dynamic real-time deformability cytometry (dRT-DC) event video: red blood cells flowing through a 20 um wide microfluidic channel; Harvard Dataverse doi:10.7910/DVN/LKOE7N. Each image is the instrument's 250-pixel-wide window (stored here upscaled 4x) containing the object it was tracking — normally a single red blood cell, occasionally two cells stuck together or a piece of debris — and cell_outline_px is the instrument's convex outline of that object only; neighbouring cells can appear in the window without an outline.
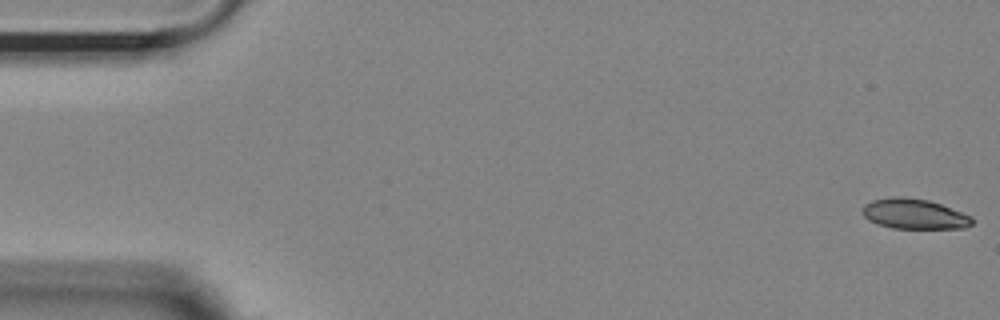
{"species": "Egyptian fruit bat (a non-hibernating species)", "species_latin": "Rousettus aegyptiacus", "temperature_condition": "room temperature", "stored_images_in_passage": 38, "camera_frame_rate_fps": 3000, "um_per_image_px": 0.085, "animal": {"sex": "female"}, "frame": {"image": 1, "passage_image": 1, "time_ms": 0.0, "image_size_px": [1000, 320], "cell_outline_px": [[972, 224], [964, 228], [892, 228], [876, 224], [868, 220], [864, 216], [860, 208], [864, 204], [872, 200], [892, 196], [904, 196], [928, 200], [940, 204], [972, 216]], "centroid_in_image_um": [77.65, 18.17], "position_along_channel_um": 7.3, "area_um2": 19.42}}
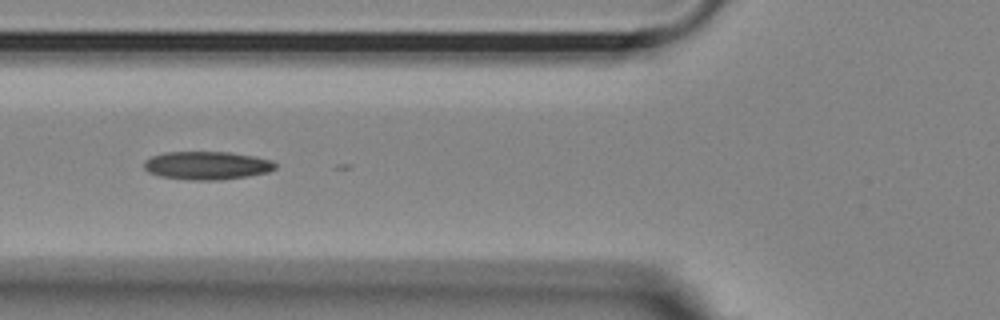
{"frame": {"image": 2, "passage_image": 20, "time_ms": 6.333, "image_size_px": [1000, 320], "cell_outline_px": [[276, 168], [268, 172], [248, 176], [220, 180], [188, 180], [160, 176], [148, 172], [144, 168], [144, 160], [152, 156], [164, 152], [228, 152], [252, 156], [272, 160], [276, 164]], "centroid_in_image_um": [17.57, 14.07], "position_along_channel_um": 108.2, "area_um2": 21.62}}
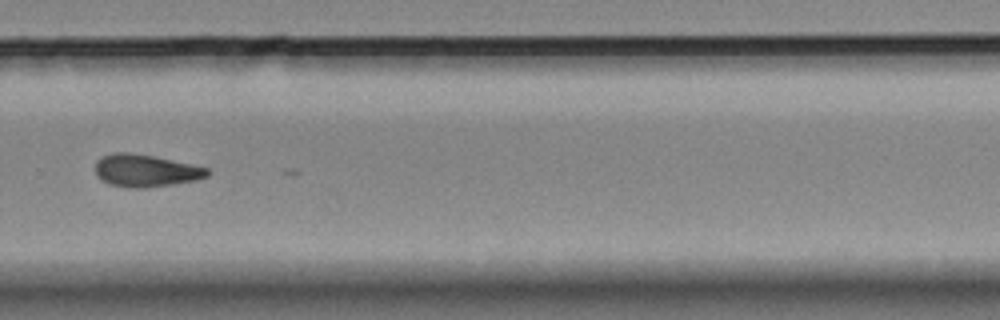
{"frame": {"image": 3, "passage_image": 37, "time_ms": 12.0, "image_size_px": [1000, 320], "cell_outline_px": [[208, 176], [196, 180], [172, 184], [144, 188], [136, 188], [108, 184], [100, 180], [96, 176], [96, 160], [100, 156], [116, 152], [132, 152], [152, 156], [208, 168]], "centroid_in_image_um": [12.31, 14.5], "position_along_channel_um": 317.5, "area_um2": 21.04}}